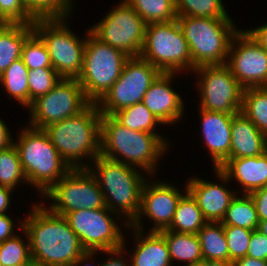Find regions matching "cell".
Masks as SVG:
<instances>
[{
    "instance_id": "obj_1",
    "label": "cell",
    "mask_w": 267,
    "mask_h": 266,
    "mask_svg": "<svg viewBox=\"0 0 267 266\" xmlns=\"http://www.w3.org/2000/svg\"><path fill=\"white\" fill-rule=\"evenodd\" d=\"M33 205L29 217L20 225L29 239L33 266H78L96 255L82 247L63 216L40 204Z\"/></svg>"
},
{
    "instance_id": "obj_2",
    "label": "cell",
    "mask_w": 267,
    "mask_h": 266,
    "mask_svg": "<svg viewBox=\"0 0 267 266\" xmlns=\"http://www.w3.org/2000/svg\"><path fill=\"white\" fill-rule=\"evenodd\" d=\"M100 139V155L135 168L140 167L150 175L155 173L156 163L168 145L158 133L131 130L112 115L104 114L101 117Z\"/></svg>"
},
{
    "instance_id": "obj_3",
    "label": "cell",
    "mask_w": 267,
    "mask_h": 266,
    "mask_svg": "<svg viewBox=\"0 0 267 266\" xmlns=\"http://www.w3.org/2000/svg\"><path fill=\"white\" fill-rule=\"evenodd\" d=\"M101 117L97 104L90 103L79 114L43 129L70 169L88 168L81 158L100 155Z\"/></svg>"
},
{
    "instance_id": "obj_4",
    "label": "cell",
    "mask_w": 267,
    "mask_h": 266,
    "mask_svg": "<svg viewBox=\"0 0 267 266\" xmlns=\"http://www.w3.org/2000/svg\"><path fill=\"white\" fill-rule=\"evenodd\" d=\"M95 167H88L103 192L106 207L121 216V212L129 225L140 210L141 191L145 183L144 176L130 165L114 161L99 155L93 160ZM96 168V169H95ZM121 210V211H120Z\"/></svg>"
},
{
    "instance_id": "obj_5",
    "label": "cell",
    "mask_w": 267,
    "mask_h": 266,
    "mask_svg": "<svg viewBox=\"0 0 267 266\" xmlns=\"http://www.w3.org/2000/svg\"><path fill=\"white\" fill-rule=\"evenodd\" d=\"M25 128L14 145L19 152L27 182L45 195L70 167L62 160L43 129Z\"/></svg>"
},
{
    "instance_id": "obj_6",
    "label": "cell",
    "mask_w": 267,
    "mask_h": 266,
    "mask_svg": "<svg viewBox=\"0 0 267 266\" xmlns=\"http://www.w3.org/2000/svg\"><path fill=\"white\" fill-rule=\"evenodd\" d=\"M192 57V71L205 65L226 64L231 41L238 33L230 18L177 16Z\"/></svg>"
},
{
    "instance_id": "obj_7",
    "label": "cell",
    "mask_w": 267,
    "mask_h": 266,
    "mask_svg": "<svg viewBox=\"0 0 267 266\" xmlns=\"http://www.w3.org/2000/svg\"><path fill=\"white\" fill-rule=\"evenodd\" d=\"M87 33L82 70L77 80L86 98L97 103L118 80L129 56L102 42L90 28Z\"/></svg>"
},
{
    "instance_id": "obj_8",
    "label": "cell",
    "mask_w": 267,
    "mask_h": 266,
    "mask_svg": "<svg viewBox=\"0 0 267 266\" xmlns=\"http://www.w3.org/2000/svg\"><path fill=\"white\" fill-rule=\"evenodd\" d=\"M140 57L162 73L192 71V57L187 40L177 21L146 24Z\"/></svg>"
},
{
    "instance_id": "obj_9",
    "label": "cell",
    "mask_w": 267,
    "mask_h": 266,
    "mask_svg": "<svg viewBox=\"0 0 267 266\" xmlns=\"http://www.w3.org/2000/svg\"><path fill=\"white\" fill-rule=\"evenodd\" d=\"M65 19H36L32 26L46 45L56 72L62 78H77L82 70L86 39L78 38L69 30Z\"/></svg>"
},
{
    "instance_id": "obj_10",
    "label": "cell",
    "mask_w": 267,
    "mask_h": 266,
    "mask_svg": "<svg viewBox=\"0 0 267 266\" xmlns=\"http://www.w3.org/2000/svg\"><path fill=\"white\" fill-rule=\"evenodd\" d=\"M162 72L140 56L129 57L118 80L96 103L101 114L117 111L143 101L144 94Z\"/></svg>"
},
{
    "instance_id": "obj_11",
    "label": "cell",
    "mask_w": 267,
    "mask_h": 266,
    "mask_svg": "<svg viewBox=\"0 0 267 266\" xmlns=\"http://www.w3.org/2000/svg\"><path fill=\"white\" fill-rule=\"evenodd\" d=\"M44 196L54 200L48 209L60 216L106 207L103 192L88 168L70 169Z\"/></svg>"
},
{
    "instance_id": "obj_12",
    "label": "cell",
    "mask_w": 267,
    "mask_h": 266,
    "mask_svg": "<svg viewBox=\"0 0 267 266\" xmlns=\"http://www.w3.org/2000/svg\"><path fill=\"white\" fill-rule=\"evenodd\" d=\"M91 102L77 78H62L47 94L38 97L30 108L29 126L44 129L83 111Z\"/></svg>"
},
{
    "instance_id": "obj_13",
    "label": "cell",
    "mask_w": 267,
    "mask_h": 266,
    "mask_svg": "<svg viewBox=\"0 0 267 266\" xmlns=\"http://www.w3.org/2000/svg\"><path fill=\"white\" fill-rule=\"evenodd\" d=\"M146 23L125 1L112 9L90 31L102 42L121 50L129 57L140 55Z\"/></svg>"
},
{
    "instance_id": "obj_14",
    "label": "cell",
    "mask_w": 267,
    "mask_h": 266,
    "mask_svg": "<svg viewBox=\"0 0 267 266\" xmlns=\"http://www.w3.org/2000/svg\"><path fill=\"white\" fill-rule=\"evenodd\" d=\"M108 212H110L108 214ZM107 207L98 209H80L66 213L63 217L76 233L82 247L87 252L108 251L123 247L124 236L114 222Z\"/></svg>"
},
{
    "instance_id": "obj_15",
    "label": "cell",
    "mask_w": 267,
    "mask_h": 266,
    "mask_svg": "<svg viewBox=\"0 0 267 266\" xmlns=\"http://www.w3.org/2000/svg\"><path fill=\"white\" fill-rule=\"evenodd\" d=\"M200 108L211 112L236 114L241 111L243 88L226 64L199 66Z\"/></svg>"
},
{
    "instance_id": "obj_16",
    "label": "cell",
    "mask_w": 267,
    "mask_h": 266,
    "mask_svg": "<svg viewBox=\"0 0 267 266\" xmlns=\"http://www.w3.org/2000/svg\"><path fill=\"white\" fill-rule=\"evenodd\" d=\"M227 59L226 65L243 89L267 86V52L246 30L233 37Z\"/></svg>"
},
{
    "instance_id": "obj_17",
    "label": "cell",
    "mask_w": 267,
    "mask_h": 266,
    "mask_svg": "<svg viewBox=\"0 0 267 266\" xmlns=\"http://www.w3.org/2000/svg\"><path fill=\"white\" fill-rule=\"evenodd\" d=\"M184 194L173 185L165 182L149 184L145 181L141 191L140 210L128 228L143 230L142 215L150 218L154 225L150 232L166 230L173 219L178 202Z\"/></svg>"
},
{
    "instance_id": "obj_18",
    "label": "cell",
    "mask_w": 267,
    "mask_h": 266,
    "mask_svg": "<svg viewBox=\"0 0 267 266\" xmlns=\"http://www.w3.org/2000/svg\"><path fill=\"white\" fill-rule=\"evenodd\" d=\"M175 73H161L144 94L143 103L162 125L176 123L184 114L183 100L170 83Z\"/></svg>"
},
{
    "instance_id": "obj_19",
    "label": "cell",
    "mask_w": 267,
    "mask_h": 266,
    "mask_svg": "<svg viewBox=\"0 0 267 266\" xmlns=\"http://www.w3.org/2000/svg\"><path fill=\"white\" fill-rule=\"evenodd\" d=\"M203 138L212 158L214 168L219 169L230 159L231 126L234 114L199 109Z\"/></svg>"
},
{
    "instance_id": "obj_20",
    "label": "cell",
    "mask_w": 267,
    "mask_h": 266,
    "mask_svg": "<svg viewBox=\"0 0 267 266\" xmlns=\"http://www.w3.org/2000/svg\"><path fill=\"white\" fill-rule=\"evenodd\" d=\"M215 171L225 183L234 177L244 194H249L267 185V151L261 156L228 159Z\"/></svg>"
},
{
    "instance_id": "obj_21",
    "label": "cell",
    "mask_w": 267,
    "mask_h": 266,
    "mask_svg": "<svg viewBox=\"0 0 267 266\" xmlns=\"http://www.w3.org/2000/svg\"><path fill=\"white\" fill-rule=\"evenodd\" d=\"M187 191L197 202L207 222H221L236 194L221 184L200 178L187 181Z\"/></svg>"
},
{
    "instance_id": "obj_22",
    "label": "cell",
    "mask_w": 267,
    "mask_h": 266,
    "mask_svg": "<svg viewBox=\"0 0 267 266\" xmlns=\"http://www.w3.org/2000/svg\"><path fill=\"white\" fill-rule=\"evenodd\" d=\"M230 159L261 156L267 151V137L241 111L231 126Z\"/></svg>"
},
{
    "instance_id": "obj_23",
    "label": "cell",
    "mask_w": 267,
    "mask_h": 266,
    "mask_svg": "<svg viewBox=\"0 0 267 266\" xmlns=\"http://www.w3.org/2000/svg\"><path fill=\"white\" fill-rule=\"evenodd\" d=\"M135 231V250L130 257L131 266H171V258L165 237L160 232H150L144 236V231ZM144 236V237H143Z\"/></svg>"
},
{
    "instance_id": "obj_24",
    "label": "cell",
    "mask_w": 267,
    "mask_h": 266,
    "mask_svg": "<svg viewBox=\"0 0 267 266\" xmlns=\"http://www.w3.org/2000/svg\"><path fill=\"white\" fill-rule=\"evenodd\" d=\"M34 32L32 24H8L0 26V75L21 58L25 40Z\"/></svg>"
},
{
    "instance_id": "obj_25",
    "label": "cell",
    "mask_w": 267,
    "mask_h": 266,
    "mask_svg": "<svg viewBox=\"0 0 267 266\" xmlns=\"http://www.w3.org/2000/svg\"><path fill=\"white\" fill-rule=\"evenodd\" d=\"M160 233L165 237L171 263L178 260L188 262L187 266H197L203 261L200 239L197 234L169 230H163Z\"/></svg>"
},
{
    "instance_id": "obj_26",
    "label": "cell",
    "mask_w": 267,
    "mask_h": 266,
    "mask_svg": "<svg viewBox=\"0 0 267 266\" xmlns=\"http://www.w3.org/2000/svg\"><path fill=\"white\" fill-rule=\"evenodd\" d=\"M178 202L175 214L166 229L178 233L198 234L202 227L207 223L197 202L192 195L187 191Z\"/></svg>"
},
{
    "instance_id": "obj_27",
    "label": "cell",
    "mask_w": 267,
    "mask_h": 266,
    "mask_svg": "<svg viewBox=\"0 0 267 266\" xmlns=\"http://www.w3.org/2000/svg\"><path fill=\"white\" fill-rule=\"evenodd\" d=\"M197 235L203 260L229 262L228 245L221 222H207Z\"/></svg>"
},
{
    "instance_id": "obj_28",
    "label": "cell",
    "mask_w": 267,
    "mask_h": 266,
    "mask_svg": "<svg viewBox=\"0 0 267 266\" xmlns=\"http://www.w3.org/2000/svg\"><path fill=\"white\" fill-rule=\"evenodd\" d=\"M223 226H237L249 230L258 229L259 219L255 204L249 194L235 196L221 220Z\"/></svg>"
},
{
    "instance_id": "obj_29",
    "label": "cell",
    "mask_w": 267,
    "mask_h": 266,
    "mask_svg": "<svg viewBox=\"0 0 267 266\" xmlns=\"http://www.w3.org/2000/svg\"><path fill=\"white\" fill-rule=\"evenodd\" d=\"M29 69L20 58L14 61L1 75L0 82L15 100L29 107Z\"/></svg>"
},
{
    "instance_id": "obj_30",
    "label": "cell",
    "mask_w": 267,
    "mask_h": 266,
    "mask_svg": "<svg viewBox=\"0 0 267 266\" xmlns=\"http://www.w3.org/2000/svg\"><path fill=\"white\" fill-rule=\"evenodd\" d=\"M241 112L267 137V87L244 89Z\"/></svg>"
},
{
    "instance_id": "obj_31",
    "label": "cell",
    "mask_w": 267,
    "mask_h": 266,
    "mask_svg": "<svg viewBox=\"0 0 267 266\" xmlns=\"http://www.w3.org/2000/svg\"><path fill=\"white\" fill-rule=\"evenodd\" d=\"M146 24L177 19L175 0H125Z\"/></svg>"
},
{
    "instance_id": "obj_32",
    "label": "cell",
    "mask_w": 267,
    "mask_h": 266,
    "mask_svg": "<svg viewBox=\"0 0 267 266\" xmlns=\"http://www.w3.org/2000/svg\"><path fill=\"white\" fill-rule=\"evenodd\" d=\"M123 126L148 133H155L156 124H162L143 102L123 108L112 115Z\"/></svg>"
},
{
    "instance_id": "obj_33",
    "label": "cell",
    "mask_w": 267,
    "mask_h": 266,
    "mask_svg": "<svg viewBox=\"0 0 267 266\" xmlns=\"http://www.w3.org/2000/svg\"><path fill=\"white\" fill-rule=\"evenodd\" d=\"M177 16L230 18L222 0H175Z\"/></svg>"
},
{
    "instance_id": "obj_34",
    "label": "cell",
    "mask_w": 267,
    "mask_h": 266,
    "mask_svg": "<svg viewBox=\"0 0 267 266\" xmlns=\"http://www.w3.org/2000/svg\"><path fill=\"white\" fill-rule=\"evenodd\" d=\"M28 183L22 170L19 152L13 144L0 151V186L12 188L16 184Z\"/></svg>"
},
{
    "instance_id": "obj_35",
    "label": "cell",
    "mask_w": 267,
    "mask_h": 266,
    "mask_svg": "<svg viewBox=\"0 0 267 266\" xmlns=\"http://www.w3.org/2000/svg\"><path fill=\"white\" fill-rule=\"evenodd\" d=\"M26 241L16 234L0 243L1 266H33L29 239Z\"/></svg>"
},
{
    "instance_id": "obj_36",
    "label": "cell",
    "mask_w": 267,
    "mask_h": 266,
    "mask_svg": "<svg viewBox=\"0 0 267 266\" xmlns=\"http://www.w3.org/2000/svg\"><path fill=\"white\" fill-rule=\"evenodd\" d=\"M21 59L29 70L53 68L47 47L35 32L25 40L22 47Z\"/></svg>"
},
{
    "instance_id": "obj_37",
    "label": "cell",
    "mask_w": 267,
    "mask_h": 266,
    "mask_svg": "<svg viewBox=\"0 0 267 266\" xmlns=\"http://www.w3.org/2000/svg\"><path fill=\"white\" fill-rule=\"evenodd\" d=\"M35 19L66 18L72 10V0H24Z\"/></svg>"
},
{
    "instance_id": "obj_38",
    "label": "cell",
    "mask_w": 267,
    "mask_h": 266,
    "mask_svg": "<svg viewBox=\"0 0 267 266\" xmlns=\"http://www.w3.org/2000/svg\"><path fill=\"white\" fill-rule=\"evenodd\" d=\"M62 77L54 68L31 69L28 74L29 106L38 97L52 90Z\"/></svg>"
},
{
    "instance_id": "obj_39",
    "label": "cell",
    "mask_w": 267,
    "mask_h": 266,
    "mask_svg": "<svg viewBox=\"0 0 267 266\" xmlns=\"http://www.w3.org/2000/svg\"><path fill=\"white\" fill-rule=\"evenodd\" d=\"M252 232L253 230L242 227L224 226L229 251V262H234L247 256Z\"/></svg>"
},
{
    "instance_id": "obj_40",
    "label": "cell",
    "mask_w": 267,
    "mask_h": 266,
    "mask_svg": "<svg viewBox=\"0 0 267 266\" xmlns=\"http://www.w3.org/2000/svg\"><path fill=\"white\" fill-rule=\"evenodd\" d=\"M0 20L8 24H33L36 20L24 0H0Z\"/></svg>"
},
{
    "instance_id": "obj_41",
    "label": "cell",
    "mask_w": 267,
    "mask_h": 266,
    "mask_svg": "<svg viewBox=\"0 0 267 266\" xmlns=\"http://www.w3.org/2000/svg\"><path fill=\"white\" fill-rule=\"evenodd\" d=\"M247 256L267 261V237L257 229L252 232Z\"/></svg>"
},
{
    "instance_id": "obj_42",
    "label": "cell",
    "mask_w": 267,
    "mask_h": 266,
    "mask_svg": "<svg viewBox=\"0 0 267 266\" xmlns=\"http://www.w3.org/2000/svg\"><path fill=\"white\" fill-rule=\"evenodd\" d=\"M249 195L255 204L259 221L267 220V185L249 193Z\"/></svg>"
},
{
    "instance_id": "obj_43",
    "label": "cell",
    "mask_w": 267,
    "mask_h": 266,
    "mask_svg": "<svg viewBox=\"0 0 267 266\" xmlns=\"http://www.w3.org/2000/svg\"><path fill=\"white\" fill-rule=\"evenodd\" d=\"M13 225V220L7 213L0 214V243L15 235Z\"/></svg>"
},
{
    "instance_id": "obj_44",
    "label": "cell",
    "mask_w": 267,
    "mask_h": 266,
    "mask_svg": "<svg viewBox=\"0 0 267 266\" xmlns=\"http://www.w3.org/2000/svg\"><path fill=\"white\" fill-rule=\"evenodd\" d=\"M124 245L125 243H123V247H120V248H117V249H113V250H108V251H102L103 253H108L109 254H112V256L115 255V257H113L111 259V255H110V258L107 259L104 263L101 264V266H129L127 265L128 263L124 260L123 258H121V254H123L122 251H124ZM130 266H131V263H130Z\"/></svg>"
},
{
    "instance_id": "obj_45",
    "label": "cell",
    "mask_w": 267,
    "mask_h": 266,
    "mask_svg": "<svg viewBox=\"0 0 267 266\" xmlns=\"http://www.w3.org/2000/svg\"><path fill=\"white\" fill-rule=\"evenodd\" d=\"M247 32L267 52V24Z\"/></svg>"
},
{
    "instance_id": "obj_46",
    "label": "cell",
    "mask_w": 267,
    "mask_h": 266,
    "mask_svg": "<svg viewBox=\"0 0 267 266\" xmlns=\"http://www.w3.org/2000/svg\"><path fill=\"white\" fill-rule=\"evenodd\" d=\"M2 119H0V151L9 148L14 144L10 135V131L6 127Z\"/></svg>"
},
{
    "instance_id": "obj_47",
    "label": "cell",
    "mask_w": 267,
    "mask_h": 266,
    "mask_svg": "<svg viewBox=\"0 0 267 266\" xmlns=\"http://www.w3.org/2000/svg\"><path fill=\"white\" fill-rule=\"evenodd\" d=\"M13 192L12 188L0 186V214H5L10 203V193Z\"/></svg>"
},
{
    "instance_id": "obj_48",
    "label": "cell",
    "mask_w": 267,
    "mask_h": 266,
    "mask_svg": "<svg viewBox=\"0 0 267 266\" xmlns=\"http://www.w3.org/2000/svg\"><path fill=\"white\" fill-rule=\"evenodd\" d=\"M234 266H267L266 260L244 257L233 262Z\"/></svg>"
},
{
    "instance_id": "obj_49",
    "label": "cell",
    "mask_w": 267,
    "mask_h": 266,
    "mask_svg": "<svg viewBox=\"0 0 267 266\" xmlns=\"http://www.w3.org/2000/svg\"><path fill=\"white\" fill-rule=\"evenodd\" d=\"M197 266H234V265H233V262L203 260Z\"/></svg>"
},
{
    "instance_id": "obj_50",
    "label": "cell",
    "mask_w": 267,
    "mask_h": 266,
    "mask_svg": "<svg viewBox=\"0 0 267 266\" xmlns=\"http://www.w3.org/2000/svg\"><path fill=\"white\" fill-rule=\"evenodd\" d=\"M257 230L267 237V220L259 221Z\"/></svg>"
}]
</instances>
